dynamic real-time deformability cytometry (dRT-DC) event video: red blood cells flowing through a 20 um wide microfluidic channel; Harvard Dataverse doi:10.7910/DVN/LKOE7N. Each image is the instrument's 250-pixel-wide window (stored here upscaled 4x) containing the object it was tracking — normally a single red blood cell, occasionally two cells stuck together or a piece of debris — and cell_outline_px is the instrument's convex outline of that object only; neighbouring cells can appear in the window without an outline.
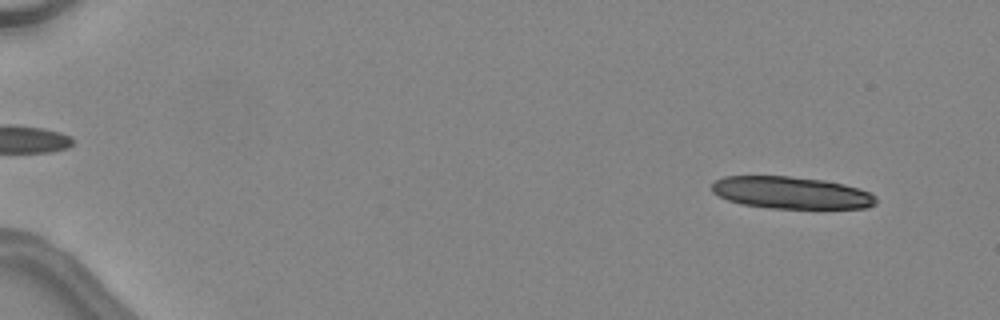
{"species": "common noctule bat (a hibernating species)", "species_latin": "Nyctalus noctula", "temperature_condition": "warm", "stored_images_in_passage": 16, "camera_frame_rate_fps": 3000, "um_per_image_px": 0.085, "animal": {"sex": "female", "body_mass_g": 24.6, "forearm_length_mm": 56.2}, "frame": {"image": 1, "passage_image": 4, "time_ms": 1.0, "image_size_px": [1000, 320], "cell_outline_px": [[876, 204], [868, 208], [768, 208], [740, 204], [728, 200], [712, 192], [712, 184], [716, 180], [724, 176], [788, 176], [824, 180], [844, 184], [868, 192], [876, 196]], "centroid_in_image_um": [67.24, 16.38], "position_along_channel_um": 17.8, "area_um2": 30.69}}